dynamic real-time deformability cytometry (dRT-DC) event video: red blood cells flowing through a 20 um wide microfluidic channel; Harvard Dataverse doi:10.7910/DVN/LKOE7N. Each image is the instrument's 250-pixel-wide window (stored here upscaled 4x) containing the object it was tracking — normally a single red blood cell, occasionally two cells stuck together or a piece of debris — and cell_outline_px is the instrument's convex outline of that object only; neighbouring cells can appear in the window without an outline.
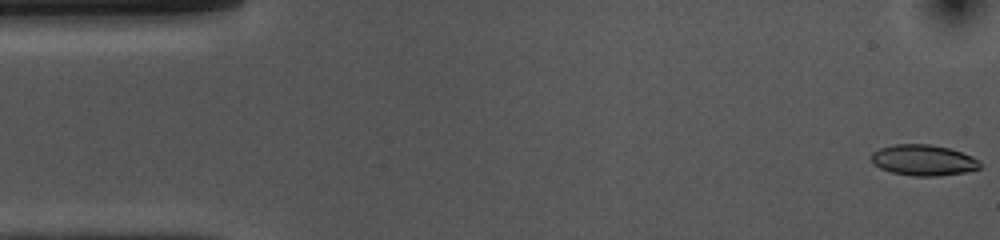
{"species": "common noctule bat (a hibernating species)", "species_latin": "Nyctalus noctula", "temperature_condition": "cold", "stored_images_in_passage": 53, "camera_frame_rate_fps": 3000, "um_per_image_px": 0.085, "animal": {"sex": "female", "body_mass_g": 10.0, "forearm_length_mm": 53.1}, "frame": {"image": 1, "passage_image": 1, "time_ms": 0.0, "image_size_px": [1000, 240], "cell_outline_px": [[980, 168], [964, 172], [940, 176], [912, 176], [892, 172], [880, 168], [872, 164], [872, 152], [880, 148], [892, 144], [932, 144], [948, 148], [972, 156], [980, 160]], "centroid_in_image_um": [78.47, 13.61], "position_along_channel_um": 6.5, "area_um2": 19.59}}
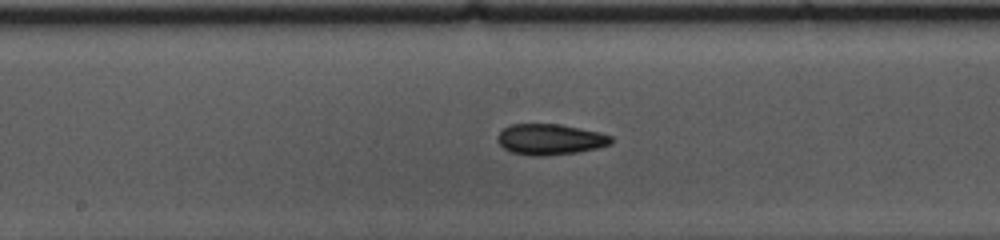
{"frame": {"image": 2, "passage_image": 26, "time_ms": 8.333, "image_size_px": [1000, 240], "cell_outline_px": [[612, 144], [596, 148], [576, 152], [548, 156], [532, 156], [512, 152], [504, 148], [496, 140], [496, 136], [504, 128], [512, 124], [560, 124], [600, 132], [612, 136]], "centroid_in_image_um": [46.76, 11.84], "position_along_channel_um": 201.4, "area_um2": 20.46}}
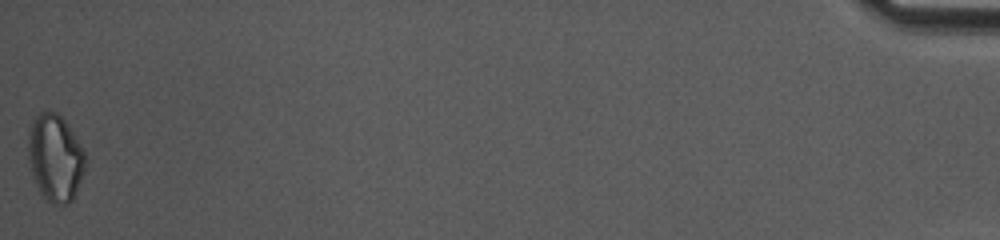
{"frame": {"image": 3, "passage_image": 53, "time_ms": 17.333, "image_size_px": [1000, 240], "cell_outline_px": [[88, 160], [72, 200], [68, 204], [52, 204], [40, 192], [28, 168], [28, 132], [32, 120], [40, 112], [56, 112], [64, 120], [72, 132], [84, 152]], "centroid_in_image_um": [4.66, 13.42], "position_along_channel_um": 430.5, "area_um2": 28.9}, "authors_computed_cell_mechanics": {"area_um2": 20.1144, "velocity_mm_per_s": 3.7012, "shape_relaxation_time_tau1_ms": 7.5461, "shape_relaxation_time_tau2_ms": 7.424, "deformation_change_tau1": 0.1287, "deformation_change_tau2": 0.1261}}